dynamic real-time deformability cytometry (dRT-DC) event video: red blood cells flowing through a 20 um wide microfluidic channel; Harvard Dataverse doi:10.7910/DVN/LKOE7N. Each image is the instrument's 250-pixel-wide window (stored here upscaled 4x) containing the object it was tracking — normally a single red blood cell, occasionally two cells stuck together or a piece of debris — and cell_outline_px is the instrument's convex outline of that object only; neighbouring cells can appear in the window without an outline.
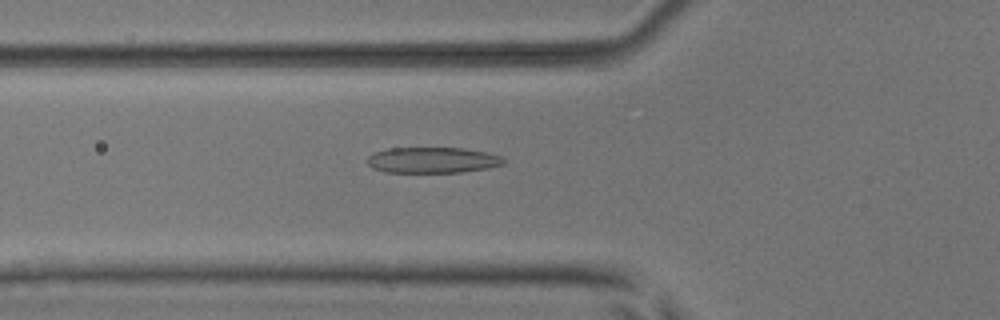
{"species": "common noctule bat (a hibernating species)", "species_latin": "Nyctalus noctula", "temperature_condition": "room temperature", "stored_images_in_passage": 52, "camera_frame_rate_fps": 3000, "um_per_image_px": 0.085, "animal": {"sex": "male", "body_mass_g": 17.9, "forearm_length_mm": 54.2}, "frame": {"image": 1, "passage_image": 19, "time_ms": 6.0, "image_size_px": [1000, 320], "cell_outline_px": [[508, 160], [504, 164], [488, 168], [460, 172], [384, 172], [372, 168], [368, 164], [368, 156], [376, 152], [388, 148], [464, 148], [488, 152], [500, 156]], "centroid_in_image_um": [36.8, 13.61], "position_along_channel_um": 89.0, "area_um2": 20.58}}
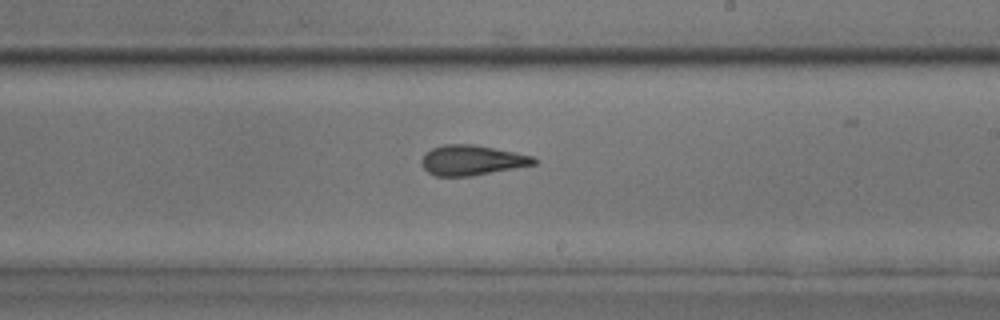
{"frame": {"image": 2, "passage_image": 31, "time_ms": 10.0, "image_size_px": [1000, 320], "cell_outline_px": [[540, 164], [472, 176], [436, 176], [428, 172], [420, 164], [420, 160], [424, 152], [432, 148], [444, 144], [476, 144], [532, 156], [540, 160]], "centroid_in_image_um": [40.13, 13.62], "position_along_channel_um": 248.9, "area_um2": 20.11}}
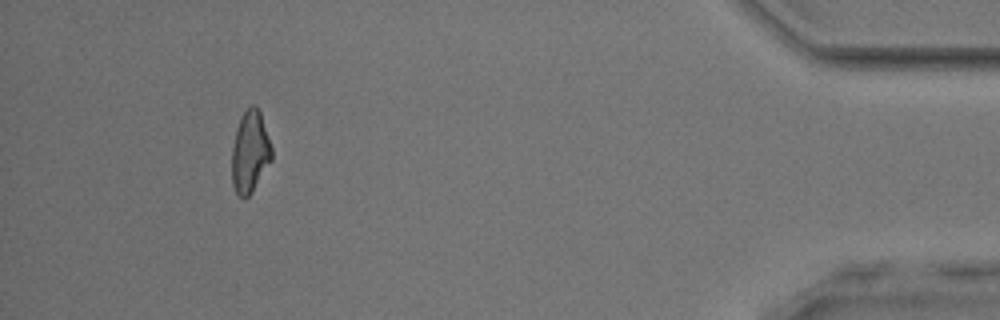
{"frame": {"image": 3, "passage_image": 48, "time_ms": 15.667, "image_size_px": [1000, 320], "cell_outline_px": [[272, 160], [252, 192], [244, 200], [236, 192], [232, 184], [232, 148], [236, 128], [240, 116], [252, 104], [256, 104], [260, 112], [272, 148]], "centroid_in_image_um": [21.25, 12.91], "position_along_channel_um": 414.0, "area_um2": 19.07}, "authors_computed_cell_mechanics": {"area_um2": 20.1433, "velocity_mm_per_s": 4.0035, "shape_relaxation_time_tau1_ms": 9.8621, "shape_relaxation_time_tau2_ms": 2.1201, "deformation_change_tau1": 0.274, "deformation_change_tau2": 0.1157}}